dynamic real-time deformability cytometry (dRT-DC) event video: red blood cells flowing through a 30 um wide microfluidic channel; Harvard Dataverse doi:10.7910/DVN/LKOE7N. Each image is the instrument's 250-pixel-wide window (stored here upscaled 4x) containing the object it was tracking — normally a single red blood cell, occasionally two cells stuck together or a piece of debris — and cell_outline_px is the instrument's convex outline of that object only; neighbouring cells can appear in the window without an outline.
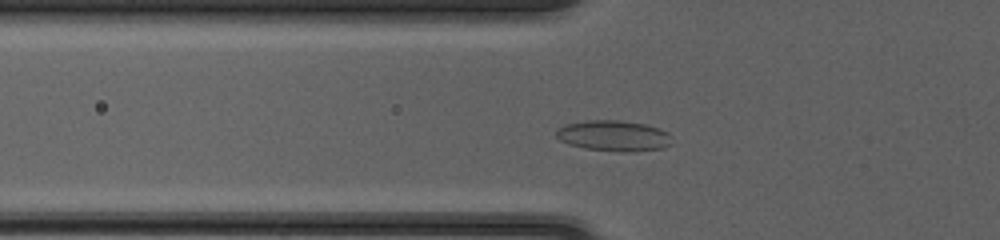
{"species": "common noctule bat (a hibernating species)", "species_latin": "Nyctalus noctula", "temperature_condition": "cold", "stored_images_in_passage": 42, "camera_frame_rate_fps": 3000, "um_per_image_px": 0.085, "animal": {"sex": "female", "body_mass_g": 20.0, "forearm_length_mm": 54.0}, "frame": {"image": 1, "passage_image": 10, "time_ms": 3.0, "image_size_px": [1000, 240], "cell_outline_px": [[672, 144], [664, 148], [636, 152], [620, 152], [584, 148], [568, 144], [560, 140], [556, 136], [556, 132], [564, 124], [584, 120], [620, 120], [644, 124], [660, 128], [668, 132]], "centroid_in_image_um": [52.18, 11.55], "position_along_channel_um": 73.6, "area_um2": 20.98}}
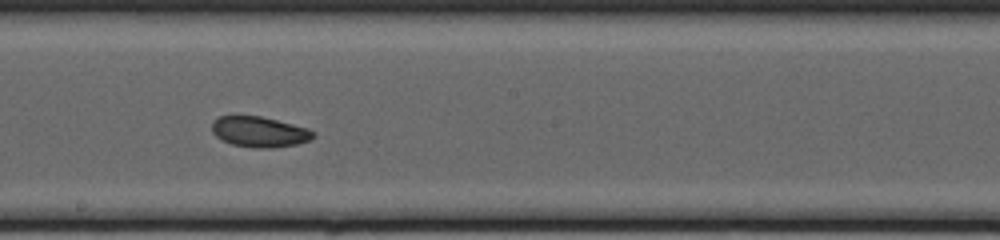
{"frame": {"image": 2, "passage_image": 21, "time_ms": 6.667, "image_size_px": [1000, 240], "cell_outline_px": [[316, 136], [308, 140], [296, 144], [272, 148], [252, 148], [232, 144], [216, 136], [212, 132], [212, 120], [220, 116], [232, 112], [260, 116], [308, 128], [316, 132]], "centroid_in_image_um": [21.99, 11.16], "position_along_channel_um": 226.2, "area_um2": 18.55}}
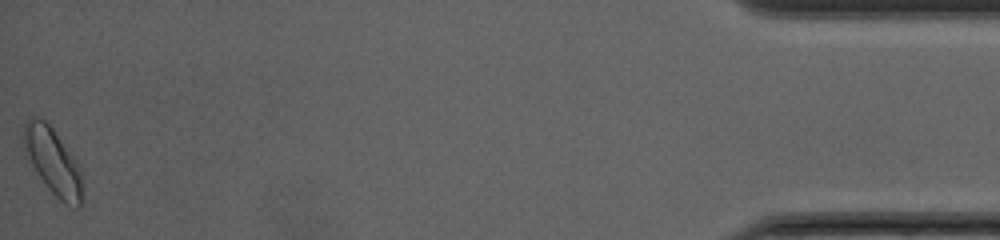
{"frame": {"image": 3, "passage_image": 42, "time_ms": 13.667, "image_size_px": [1000, 240], "cell_outline_px": [[84, 184], [80, 208], [72, 208], [60, 200], [48, 188], [28, 160], [20, 140], [24, 124], [28, 116], [36, 116], [44, 120], [52, 128], [80, 164]], "centroid_in_image_um": [4.5, 13.71], "position_along_channel_um": 430.7, "area_um2": 23.47}, "authors_computed_cell_mechanics": {"area_um2": 18.8139, "velocity_mm_per_s": 4.1594, "shape_relaxation_time_tau1_ms": 3.3213, "shape_relaxation_time_tau2_ms": 2.2229, "deformation_change_tau1": 0.0887, "deformation_change_tau2": 0.0548}}